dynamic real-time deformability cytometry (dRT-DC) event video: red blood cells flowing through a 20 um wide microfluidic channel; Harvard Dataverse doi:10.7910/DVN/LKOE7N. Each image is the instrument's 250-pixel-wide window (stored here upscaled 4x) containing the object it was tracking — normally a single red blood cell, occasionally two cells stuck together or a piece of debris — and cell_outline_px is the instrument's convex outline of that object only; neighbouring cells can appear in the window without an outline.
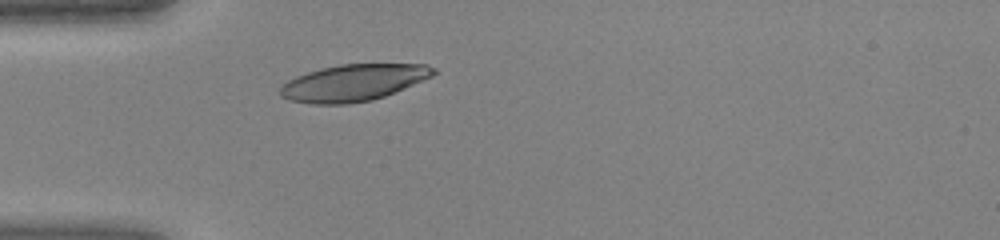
{"species": "human", "species_latin": "Homo sapiens", "temperature_condition": "warm", "stored_images_in_passage": 24, "camera_frame_rate_fps": 3000, "um_per_image_px": 0.085, "donor": {"sex": "female"}, "frame": {"image": 1, "passage_image": 1, "time_ms": 0.0, "image_size_px": [1000, 240], "cell_outline_px": [[436, 72], [432, 76], [404, 88], [384, 96], [372, 100], [348, 104], [312, 104], [288, 100], [280, 96], [280, 88], [288, 80], [296, 76], [320, 68], [340, 64], [428, 64], [436, 68]], "centroid_in_image_um": [30.02, 7.03], "position_along_channel_um": 55.0, "area_um2": 32.71}}
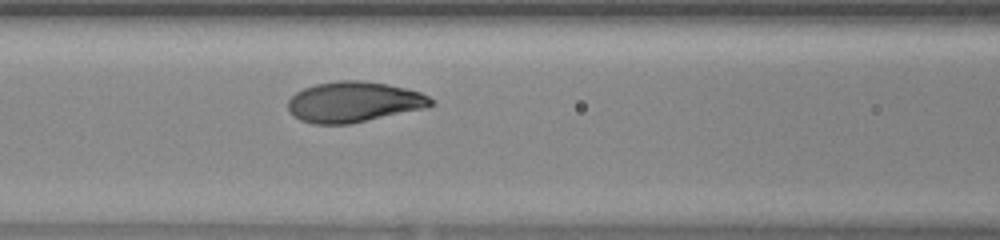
{"frame": {"image": 2, "passage_image": 7, "time_ms": 2.0, "image_size_px": [1000, 240], "cell_outline_px": [[436, 104], [428, 108], [348, 124], [312, 124], [300, 120], [288, 108], [288, 100], [296, 92], [304, 88], [316, 84], [336, 80], [360, 80], [388, 84], [408, 88], [420, 92], [428, 96]], "centroid_in_image_um": [30.12, 8.66], "position_along_channel_um": 136.5, "area_um2": 33.93}}
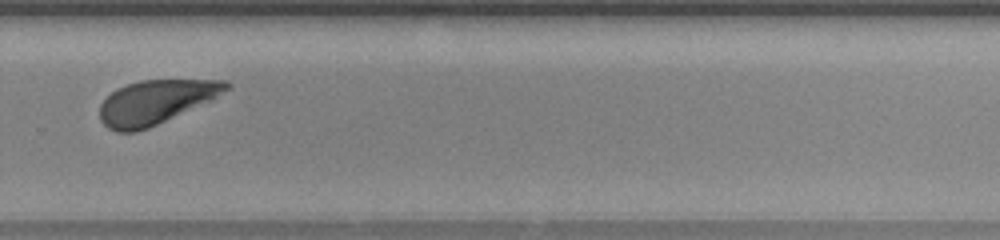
{"frame": {"image": 3, "passage_image": 19, "time_ms": 6.0, "image_size_px": [1000, 240], "cell_outline_px": [[232, 88], [212, 100], [148, 128], [136, 132], [116, 132], [108, 128], [100, 120], [100, 104], [116, 88], [140, 80], [228, 80], [232, 84]], "centroid_in_image_um": [13.27, 8.67], "position_along_channel_um": 316.5, "area_um2": 32.43}}